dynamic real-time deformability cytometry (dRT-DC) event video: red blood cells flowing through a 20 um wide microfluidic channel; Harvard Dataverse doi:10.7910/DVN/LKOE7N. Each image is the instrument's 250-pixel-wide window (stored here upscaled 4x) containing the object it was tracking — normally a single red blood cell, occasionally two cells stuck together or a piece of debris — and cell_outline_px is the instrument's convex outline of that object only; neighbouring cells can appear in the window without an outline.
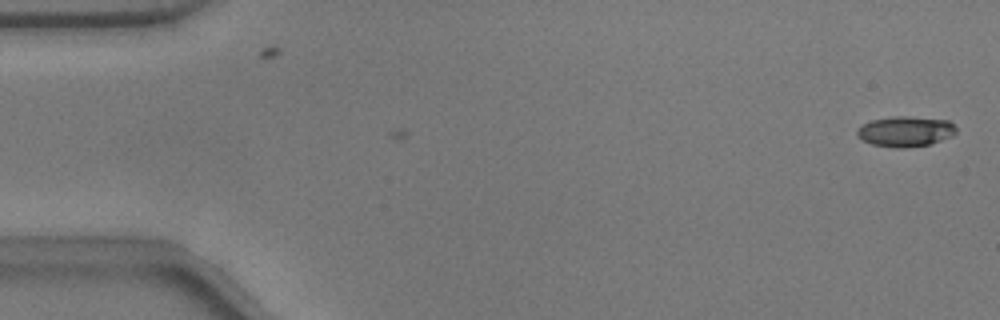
{"species": "common noctule bat (a hibernating species)", "species_latin": "Nyctalus noctula", "temperature_condition": "warm", "stored_images_in_passage": 3, "camera_frame_rate_fps": 3000, "um_per_image_px": 0.085, "animal": {"sex": "male", "body_mass_g": 17.9}, "frame": {"image": 1, "passage_image": 1, "time_ms": 0.0, "image_size_px": [1000, 320], "cell_outline_px": [[956, 132], [952, 136], [928, 144], [904, 148], [896, 148], [872, 144], [864, 140], [856, 132], [864, 124], [872, 120], [892, 116], [908, 116], [948, 120], [956, 128]], "centroid_in_image_um": [76.99, 11.16], "position_along_channel_um": 8.0, "area_um2": 17.22}}